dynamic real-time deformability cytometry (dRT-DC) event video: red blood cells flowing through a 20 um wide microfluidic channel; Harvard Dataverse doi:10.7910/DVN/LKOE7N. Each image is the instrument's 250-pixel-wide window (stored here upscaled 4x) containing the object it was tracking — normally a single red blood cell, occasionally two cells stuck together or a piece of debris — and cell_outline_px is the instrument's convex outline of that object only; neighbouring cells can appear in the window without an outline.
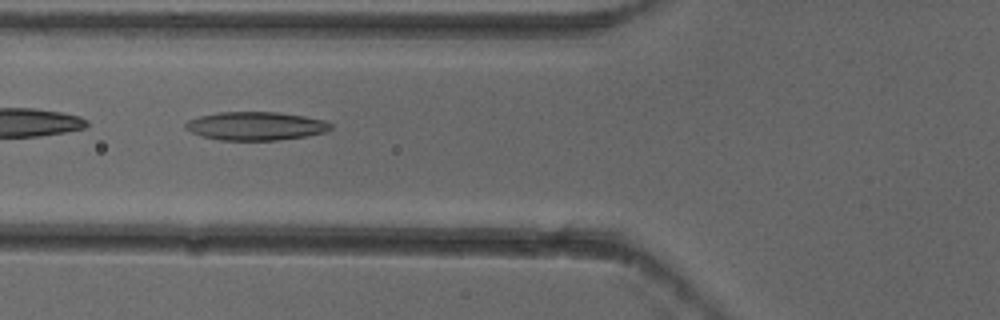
{"species": "common noctule bat (a hibernating species)", "species_latin": "Nyctalus noctula", "temperature_condition": "cold", "stored_images_in_passage": 7, "camera_frame_rate_fps": 3000, "um_per_image_px": 0.085, "animal": {"sex": "female"}, "frame": {"image": 1, "passage_image": 5, "time_ms": 1.333, "image_size_px": [1000, 320], "cell_outline_px": [[332, 128], [324, 132], [304, 136], [276, 140], [220, 140], [204, 136], [192, 132], [184, 128], [184, 124], [188, 120], [200, 116], [216, 112], [280, 112], [304, 116], [324, 120], [332, 124]], "centroid_in_image_um": [21.72, 10.7], "position_along_channel_um": 104.1, "area_um2": 23.93}}
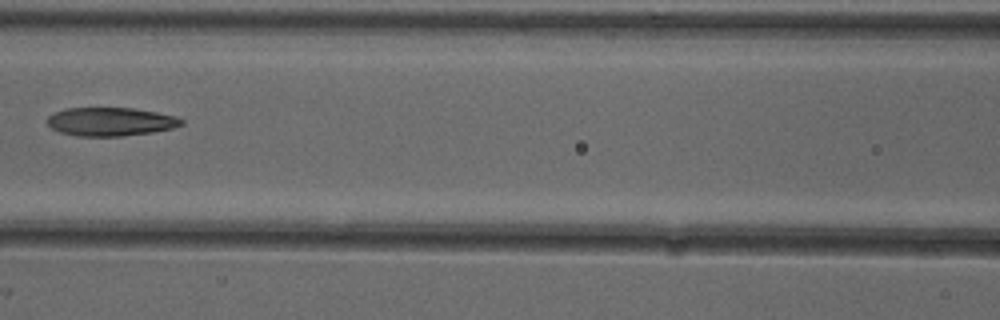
{"frame": {"image": 2, "passage_image": 6, "time_ms": 1.667, "image_size_px": [1000, 320], "cell_outline_px": [[184, 124], [172, 128], [152, 132], [120, 136], [80, 136], [60, 132], [52, 128], [44, 120], [48, 116], [64, 108], [132, 108], [156, 112], [176, 116], [184, 120]], "centroid_in_image_um": [9.39, 10.34], "position_along_channel_um": 157.2, "area_um2": 22.25}}
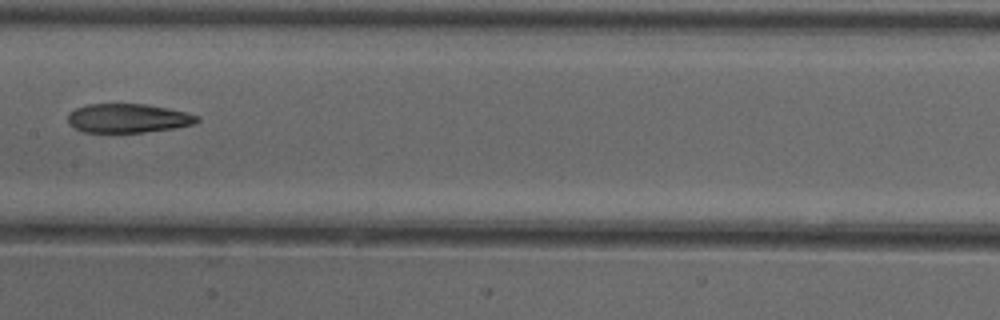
{"frame": {"image": 3, "passage_image": 7, "time_ms": 2.0, "image_size_px": [1000, 320], "cell_outline_px": [[200, 120], [196, 124], [176, 128], [144, 132], [84, 132], [68, 124], [68, 116], [76, 108], [88, 104], [144, 104], [168, 108], [200, 116]], "centroid_in_image_um": [10.93, 10.05], "position_along_channel_um": 196.5, "area_um2": 21.79}}